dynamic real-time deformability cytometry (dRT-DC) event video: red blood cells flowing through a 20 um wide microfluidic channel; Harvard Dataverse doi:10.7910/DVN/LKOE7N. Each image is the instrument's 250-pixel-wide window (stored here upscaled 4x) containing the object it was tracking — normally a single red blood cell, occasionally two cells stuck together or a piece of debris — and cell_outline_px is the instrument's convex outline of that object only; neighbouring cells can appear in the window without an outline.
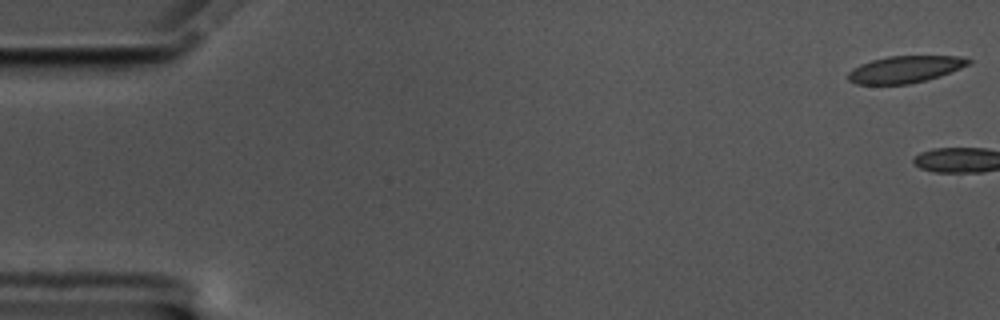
{"species": "common noctule bat (a hibernating species)", "species_latin": "Nyctalus noctula", "temperature_condition": "cold", "stored_images_in_passage": 3, "camera_frame_rate_fps": 3000, "um_per_image_px": 0.085, "animal": {"sex": "male", "body_mass_g": 17.5, "forearm_length_mm": 52.3}, "frame": {"image": 1, "passage_image": 1, "time_ms": 0.0, "image_size_px": [1000, 320], "cell_outline_px": [[972, 64], [940, 76], [908, 84], [856, 84], [848, 80], [848, 72], [852, 68], [860, 64], [872, 60], [888, 56], [960, 56], [972, 60]], "centroid_in_image_um": [76.94, 5.89], "position_along_channel_um": 8.1, "area_um2": 18.9}}